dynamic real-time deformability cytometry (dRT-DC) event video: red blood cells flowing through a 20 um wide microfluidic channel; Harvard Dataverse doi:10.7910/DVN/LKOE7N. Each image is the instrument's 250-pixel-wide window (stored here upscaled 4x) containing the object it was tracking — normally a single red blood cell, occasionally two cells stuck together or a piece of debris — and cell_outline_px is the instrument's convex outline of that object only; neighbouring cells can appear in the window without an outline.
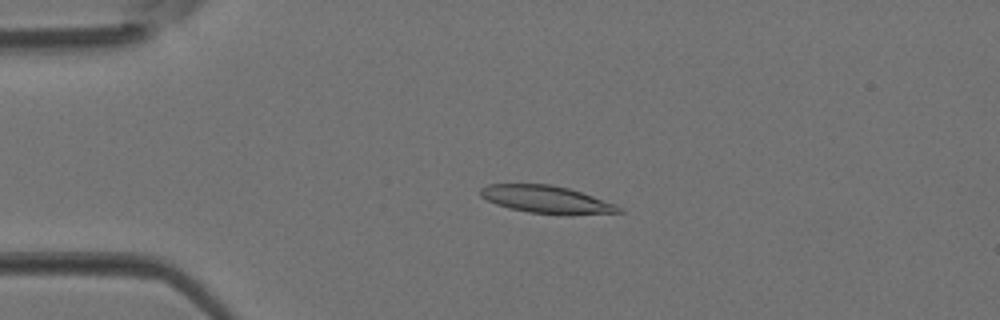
{"species": "Egyptian fruit bat (a non-hibernating species)", "species_latin": "Rousettus aegyptiacus", "temperature_condition": "room temperature", "stored_images_in_passage": 4, "camera_frame_rate_fps": 3000, "um_per_image_px": 0.085, "animal": {"sex": "female"}, "frame": {"image": 1, "passage_image": 3, "time_ms": 0.667, "image_size_px": [1000, 320], "cell_outline_px": [[624, 212], [528, 212], [508, 208], [496, 204], [480, 196], [480, 188], [488, 184], [552, 184], [568, 188], [616, 204], [624, 208]], "centroid_in_image_um": [46.35, 16.9], "position_along_channel_um": 38.7, "area_um2": 21.15}}